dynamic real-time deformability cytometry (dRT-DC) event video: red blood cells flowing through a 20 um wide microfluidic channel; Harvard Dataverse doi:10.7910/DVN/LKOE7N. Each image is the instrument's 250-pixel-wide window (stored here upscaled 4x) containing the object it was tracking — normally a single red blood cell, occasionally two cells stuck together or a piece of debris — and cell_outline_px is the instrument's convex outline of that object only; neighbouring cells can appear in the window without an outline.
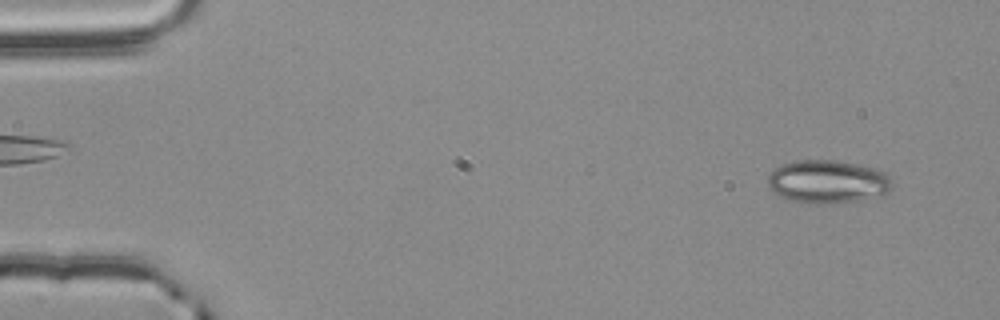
{"species": "common noctule bat (a hibernating species)", "species_latin": "Nyctalus noctula", "temperature_condition": "room temperature", "stored_images_in_passage": 55, "camera_frame_rate_fps": 3000, "um_per_image_px": 0.085, "animal": {"sex": "male", "body_mass_g": 20.4}, "frame": {"image": 1, "passage_image": 4, "time_ms": 1.0, "image_size_px": [1000, 320], "cell_outline_px": [[892, 188], [888, 192], [860, 200], [820, 204], [808, 204], [784, 200], [772, 192], [768, 188], [768, 176], [776, 168], [784, 164], [796, 160], [836, 160], [876, 168], [884, 172], [888, 176], [892, 184]], "centroid_in_image_um": [70.3, 15.45], "position_along_channel_um": 14.7, "area_um2": 31.44}}
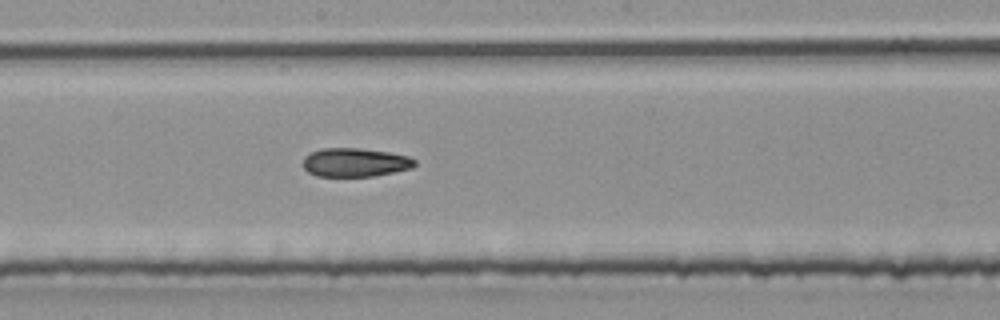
{"frame": {"image": 2, "passage_image": 30, "time_ms": 9.667, "image_size_px": [1000, 320], "cell_outline_px": [[416, 164], [412, 168], [372, 176], [316, 176], [308, 172], [304, 168], [304, 156], [320, 148], [360, 148], [388, 152], [408, 156], [416, 160]], "centroid_in_image_um": [30.17, 13.8], "position_along_channel_um": 218.0, "area_um2": 18.61}}
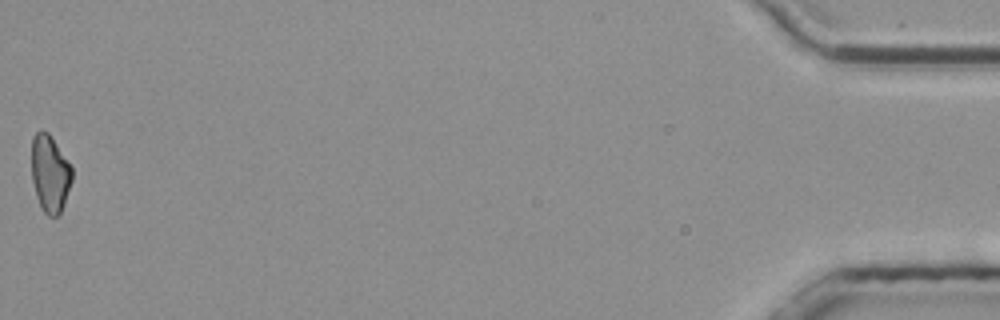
{"frame": {"image": 3, "passage_image": 55, "time_ms": 18.0, "image_size_px": [1000, 320], "cell_outline_px": [[72, 180], [64, 204], [60, 212], [56, 216], [48, 216], [44, 212], [36, 196], [32, 180], [32, 136], [40, 128], [48, 132], [72, 164]], "centroid_in_image_um": [4.25, 14.7], "position_along_channel_um": 430.9, "area_um2": 18.38}, "authors_computed_cell_mechanics": {"area_um2": 19.2474, "velocity_mm_per_s": 3.8142, "shape_relaxation_time_tau1_ms": 10.2682, "shape_relaxation_time_tau2_ms": 5.0164, "deformation_change_tau1": 0.181, "deformation_change_tau2": 0.1202}}